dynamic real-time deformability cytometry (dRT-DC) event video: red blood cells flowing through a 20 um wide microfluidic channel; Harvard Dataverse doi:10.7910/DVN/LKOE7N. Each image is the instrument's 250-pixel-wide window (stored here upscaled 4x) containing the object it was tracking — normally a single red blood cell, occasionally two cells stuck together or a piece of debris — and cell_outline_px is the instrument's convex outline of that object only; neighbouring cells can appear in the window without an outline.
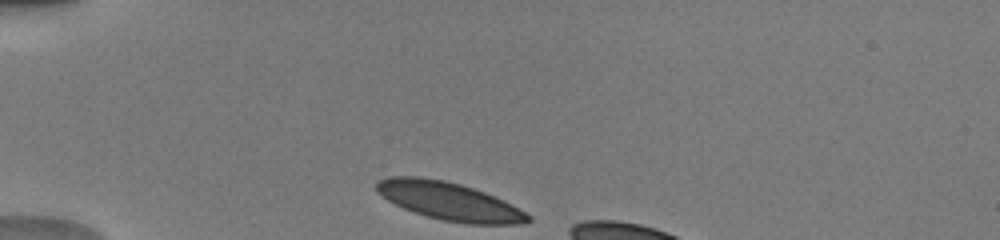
{"species": "human", "species_latin": "Homo sapiens", "temperature_condition": "warm", "stored_images_in_passage": 8, "camera_frame_rate_fps": 3000, "um_per_image_px": 0.085, "donor": {"sex": "male"}, "frame": {"image": 1, "passage_image": 1, "time_ms": 0.0, "image_size_px": [1000, 240], "cell_outline_px": [[532, 220], [520, 224], [468, 224], [444, 220], [428, 216], [404, 208], [388, 200], [376, 192], [376, 180], [388, 176], [416, 176], [444, 180], [460, 184], [484, 192], [504, 200], [512, 204], [532, 216]], "centroid_in_image_um": [38.18, 17.09], "position_along_channel_um": 46.8, "area_um2": 33.41}}